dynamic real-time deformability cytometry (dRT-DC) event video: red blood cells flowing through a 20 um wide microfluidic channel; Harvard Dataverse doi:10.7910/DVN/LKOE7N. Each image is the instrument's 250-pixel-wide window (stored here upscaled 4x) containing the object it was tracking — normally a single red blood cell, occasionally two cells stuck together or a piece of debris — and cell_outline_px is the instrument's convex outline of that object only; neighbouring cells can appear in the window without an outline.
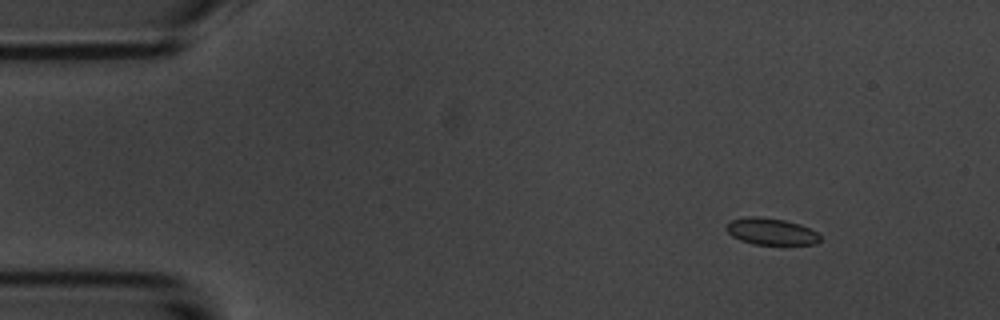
{"species": "common noctule bat (a hibernating species)", "species_latin": "Nyctalus noctula", "temperature_condition": "room temperature", "stored_images_in_passage": 5, "camera_frame_rate_fps": 3000, "um_per_image_px": 0.085, "animal": {"sex": "male", "body_mass_g": 20.1, "forearm_length_mm": 53.5}, "frame": {"image": 1, "passage_image": 2, "time_ms": 1.333, "image_size_px": [1000, 320], "cell_outline_px": [[820, 240], [816, 244], [752, 244], [740, 240], [732, 236], [724, 228], [724, 224], [732, 220], [744, 216], [760, 216], [784, 220], [800, 224], [816, 232], [820, 236]], "centroid_in_image_um": [65.48, 19.66], "position_along_channel_um": 19.5, "area_um2": 14.68}}
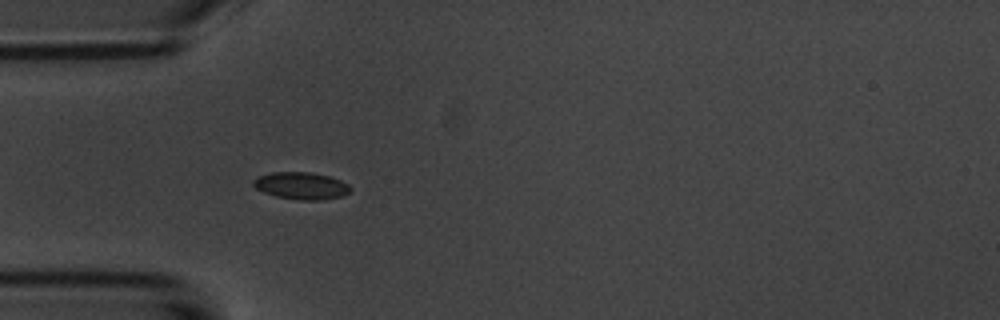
{"frame": {"image": 2, "passage_image": 5, "time_ms": 4.667, "image_size_px": [1000, 320], "cell_outline_px": [[352, 188], [348, 192], [340, 196], [324, 200], [300, 200], [276, 196], [264, 192], [256, 188], [252, 184], [252, 180], [260, 176], [272, 172], [308, 172], [328, 176], [340, 180], [348, 184]], "centroid_in_image_um": [25.6, 15.79], "position_along_channel_um": 59.4, "area_um2": 15.2}}